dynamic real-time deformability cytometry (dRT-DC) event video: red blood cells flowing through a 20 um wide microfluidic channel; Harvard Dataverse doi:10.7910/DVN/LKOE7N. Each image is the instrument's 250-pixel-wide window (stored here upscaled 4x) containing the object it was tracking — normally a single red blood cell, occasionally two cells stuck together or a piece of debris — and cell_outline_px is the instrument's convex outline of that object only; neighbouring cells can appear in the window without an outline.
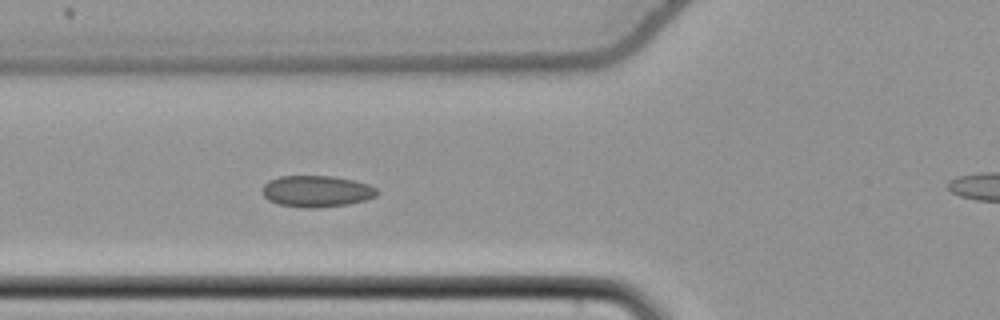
{"species": "common noctule bat (a hibernating species)", "species_latin": "Nyctalus noctula", "temperature_condition": "cold", "stored_images_in_passage": 35, "camera_frame_rate_fps": 3000, "um_per_image_px": 0.085, "animal": {"sex": "female", "body_mass_g": 22.7, "forearm_length_mm": 54.2}, "frame": {"image": 1, "passage_image": 7, "time_ms": 2.0, "image_size_px": [1000, 320], "cell_outline_px": [[380, 192], [376, 196], [364, 200], [348, 204], [316, 208], [304, 208], [280, 204], [268, 200], [260, 192], [264, 184], [268, 180], [280, 176], [332, 176], [352, 180], [368, 184], [376, 188]], "centroid_in_image_um": [26.89, 16.26], "position_along_channel_um": 98.9, "area_um2": 21.1}}
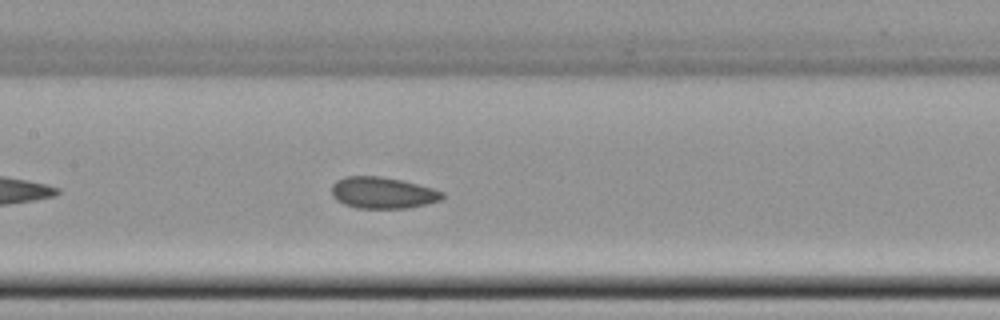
{"frame": {"image": 2, "passage_image": 13, "time_ms": 4.0, "image_size_px": [1000, 320], "cell_outline_px": [[444, 196], [440, 200], [408, 208], [356, 208], [344, 204], [336, 200], [332, 196], [332, 184], [336, 180], [344, 176], [380, 176], [400, 180], [432, 188], [444, 192]], "centroid_in_image_um": [32.48, 16.38], "position_along_channel_um": 174.9, "area_um2": 20.23}}
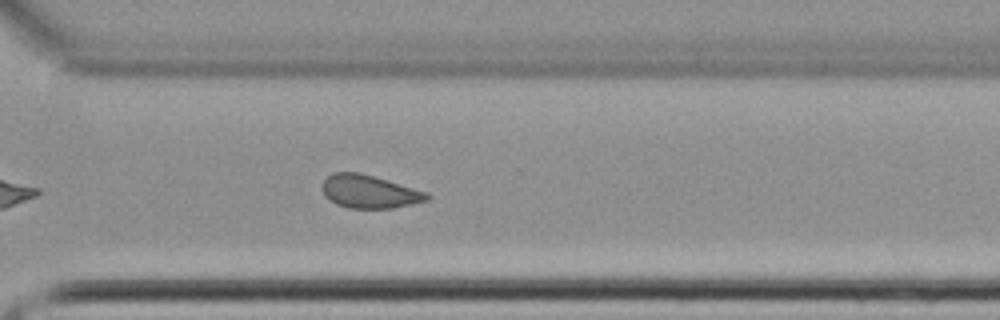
{"frame": {"image": 3, "passage_image": 26, "time_ms": 8.333, "image_size_px": [1000, 320], "cell_outline_px": [[432, 196], [428, 200], [412, 204], [392, 208], [348, 208], [336, 204], [324, 196], [320, 184], [332, 172], [360, 172], [428, 192]], "centroid_in_image_um": [31.38, 16.28], "position_along_channel_um": 339.2, "area_um2": 20.4}}